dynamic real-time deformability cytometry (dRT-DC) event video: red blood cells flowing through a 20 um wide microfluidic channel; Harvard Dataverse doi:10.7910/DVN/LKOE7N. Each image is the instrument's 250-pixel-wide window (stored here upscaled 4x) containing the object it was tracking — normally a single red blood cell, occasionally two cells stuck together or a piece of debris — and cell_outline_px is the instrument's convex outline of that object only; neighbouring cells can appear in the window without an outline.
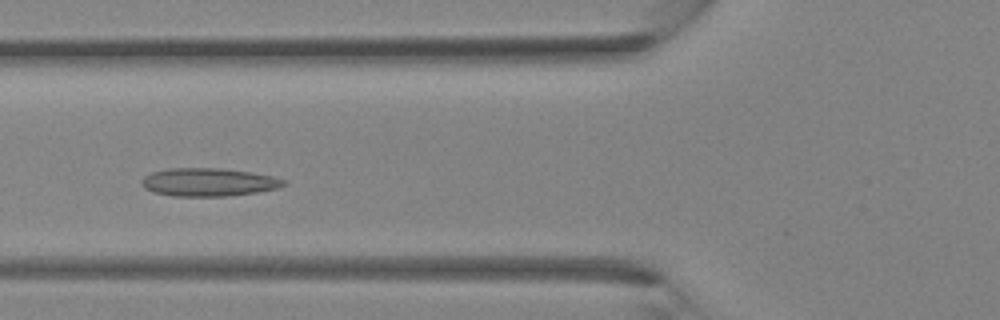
{"species": "Egyptian fruit bat (a non-hibernating species)", "species_latin": "Rousettus aegyptiacus", "temperature_condition": "room temperature", "stored_images_in_passage": 32, "camera_frame_rate_fps": 3000, "um_per_image_px": 0.085, "animal": {"sex": "female"}, "frame": {"image": 1, "passage_image": 13, "time_ms": 4.0, "image_size_px": [1000, 320], "cell_outline_px": [[288, 184], [276, 188], [256, 192], [228, 196], [172, 196], [152, 192], [144, 188], [140, 180], [144, 176], [152, 172], [168, 168], [220, 168], [252, 172], [276, 176], [288, 180]], "centroid_in_image_um": [17.75, 15.48], "position_along_channel_um": 108.1, "area_um2": 23.58}}
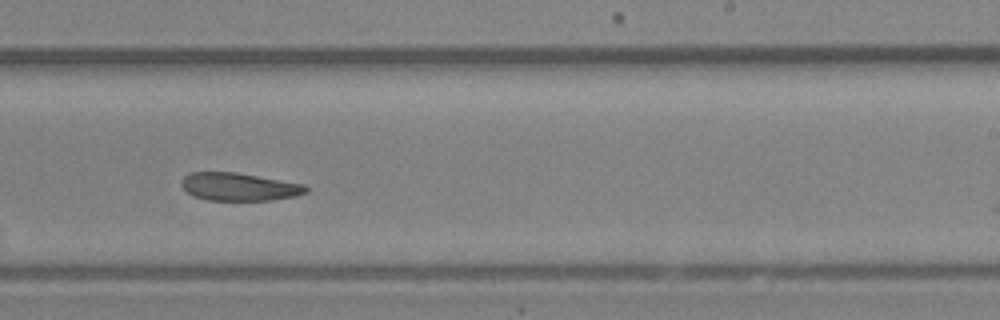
{"frame": {"image": 2, "passage_image": 22, "time_ms": 7.0, "image_size_px": [1000, 320], "cell_outline_px": [[308, 192], [296, 196], [272, 200], [208, 200], [192, 196], [180, 184], [180, 180], [188, 172], [236, 172], [304, 184], [308, 188]], "centroid_in_image_um": [20.3, 15.87], "position_along_channel_um": 268.7, "area_um2": 20.35}}
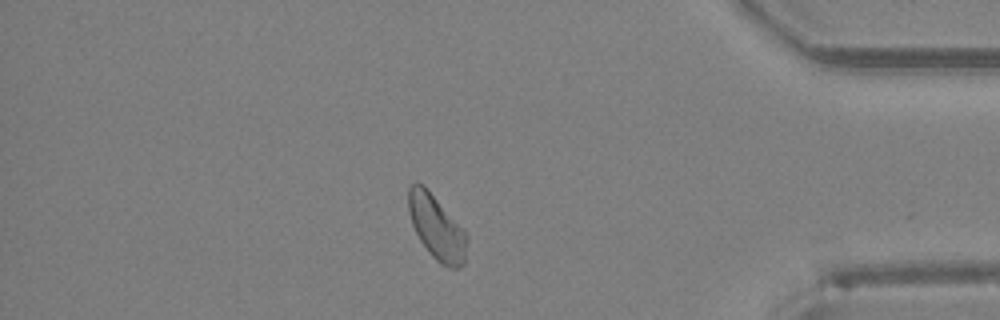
{"frame": {"image": 3, "passage_image": 31, "time_ms": 10.0, "image_size_px": [1000, 320], "cell_outline_px": [[468, 240], [464, 264], [456, 268], [448, 268], [440, 264], [428, 252], [420, 240], [412, 224], [408, 212], [408, 188], [412, 184], [424, 184], [468, 232]], "centroid_in_image_um": [37.15, 19.33], "position_along_channel_um": 398.1, "area_um2": 22.37}}